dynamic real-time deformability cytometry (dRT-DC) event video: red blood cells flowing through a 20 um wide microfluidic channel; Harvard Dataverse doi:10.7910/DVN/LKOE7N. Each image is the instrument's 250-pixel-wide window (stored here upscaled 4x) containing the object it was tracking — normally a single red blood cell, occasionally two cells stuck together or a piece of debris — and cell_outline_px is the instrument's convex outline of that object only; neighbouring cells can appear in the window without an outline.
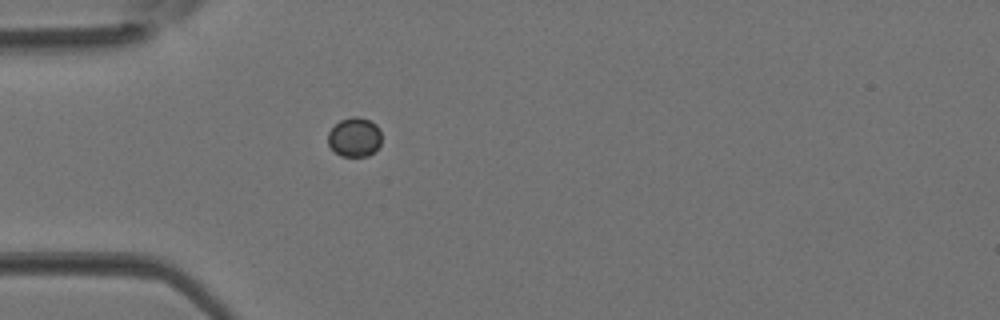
{"species": "Egyptian fruit bat (a non-hibernating species)", "species_latin": "Rousettus aegyptiacus", "temperature_condition": "room temperature", "stored_images_in_passage": 1, "camera_frame_rate_fps": 3000, "um_per_image_px": 0.085, "animal": {"sex": "female"}, "frame": {"image": 1, "passage_image": 1, "time_ms": 0.0, "image_size_px": [1000, 320], "cell_outline_px": [[380, 144], [368, 156], [340, 156], [328, 144], [328, 132], [340, 120], [352, 116], [356, 116], [368, 120], [376, 124], [380, 128]], "centroid_in_image_um": [30.13, 11.65], "position_along_channel_um": 54.9, "area_um2": 12.14}}